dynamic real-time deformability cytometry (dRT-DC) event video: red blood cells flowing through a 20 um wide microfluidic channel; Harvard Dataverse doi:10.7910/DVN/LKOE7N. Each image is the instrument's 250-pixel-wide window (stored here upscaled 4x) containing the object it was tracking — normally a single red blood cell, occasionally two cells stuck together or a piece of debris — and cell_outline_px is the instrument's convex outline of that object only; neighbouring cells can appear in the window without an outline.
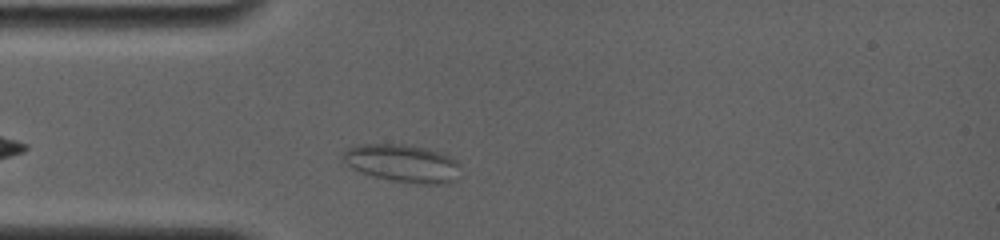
{"species": "common noctule bat (a hibernating species)", "species_latin": "Nyctalus noctula", "temperature_condition": "room temperature", "stored_images_in_passage": 13, "camera_frame_rate_fps": 4000, "um_per_image_px": 0.085, "animal": {"sex": "female", "body_mass_g": 19.0, "forearm_length_mm": 56.7}, "frame": {"image": 1, "passage_image": 3, "time_ms": 1.5, "image_size_px": [1000, 240], "cell_outline_px": [[460, 164], [456, 180], [444, 184], [420, 184], [392, 180], [360, 172], [352, 168], [340, 160], [340, 156], [348, 148], [360, 144], [408, 144], [444, 152], [456, 160]], "centroid_in_image_um": [34.22, 13.86], "position_along_channel_um": 50.8, "area_um2": 26.13}}
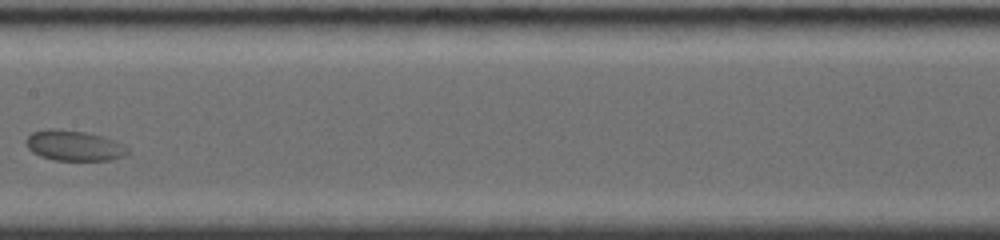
{"frame": {"image": 2, "passage_image": 9, "time_ms": 5.75, "image_size_px": [1000, 240], "cell_outline_px": [[128, 152], [124, 156], [108, 160], [52, 160], [40, 156], [32, 152], [24, 144], [24, 140], [32, 132], [48, 128], [52, 128], [84, 132], [100, 136], [128, 144]], "centroid_in_image_um": [6.27, 12.37], "position_along_channel_um": 201.1, "area_um2": 18.15}}
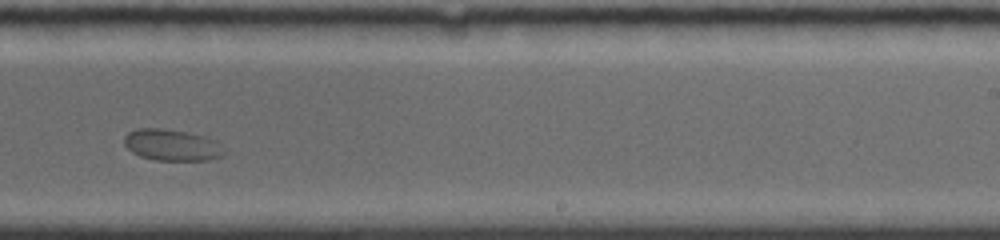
{"frame": {"image": 3, "passage_image": 12, "time_ms": 7.75, "image_size_px": [1000, 240], "cell_outline_px": [[228, 152], [224, 156], [208, 160], [156, 160], [140, 156], [132, 152], [124, 144], [124, 136], [128, 132], [140, 128], [160, 128], [188, 132], [204, 136], [212, 140]], "centroid_in_image_um": [14.61, 12.33], "position_along_channel_um": 274.4, "area_um2": 18.26}}